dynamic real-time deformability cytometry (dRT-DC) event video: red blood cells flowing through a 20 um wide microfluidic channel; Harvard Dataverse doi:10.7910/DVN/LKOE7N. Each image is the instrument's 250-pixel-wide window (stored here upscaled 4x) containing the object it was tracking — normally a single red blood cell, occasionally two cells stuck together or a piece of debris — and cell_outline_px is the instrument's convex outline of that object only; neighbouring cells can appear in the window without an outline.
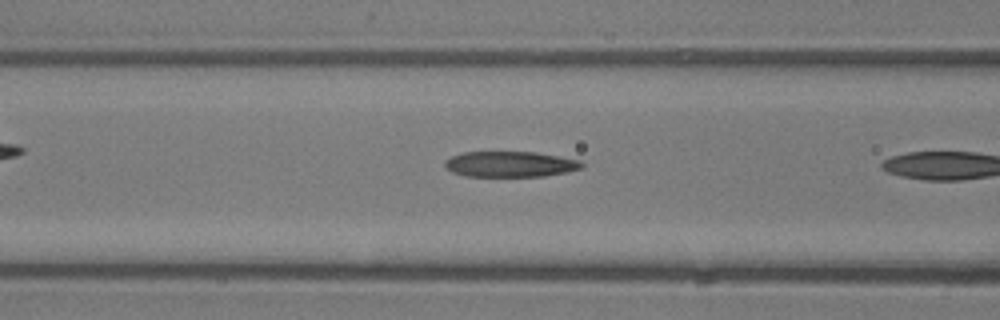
{"species": "common noctule bat (a hibernating species)", "species_latin": "Nyctalus noctula", "temperature_condition": "room temperature", "stored_images_in_passage": 6, "camera_frame_rate_fps": 3000, "um_per_image_px": 0.085, "animal": {"sex": "male", "body_mass_g": 13.3}, "frame": {"image": 1, "passage_image": 5, "time_ms": 1.333, "image_size_px": [1000, 320], "cell_outline_px": [[584, 164], [580, 168], [564, 172], [544, 176], [464, 176], [452, 172], [444, 164], [444, 160], [452, 156], [464, 152], [536, 152], [580, 160]], "centroid_in_image_um": [43.34, 13.95], "position_along_channel_um": 123.3, "area_um2": 20.29}}